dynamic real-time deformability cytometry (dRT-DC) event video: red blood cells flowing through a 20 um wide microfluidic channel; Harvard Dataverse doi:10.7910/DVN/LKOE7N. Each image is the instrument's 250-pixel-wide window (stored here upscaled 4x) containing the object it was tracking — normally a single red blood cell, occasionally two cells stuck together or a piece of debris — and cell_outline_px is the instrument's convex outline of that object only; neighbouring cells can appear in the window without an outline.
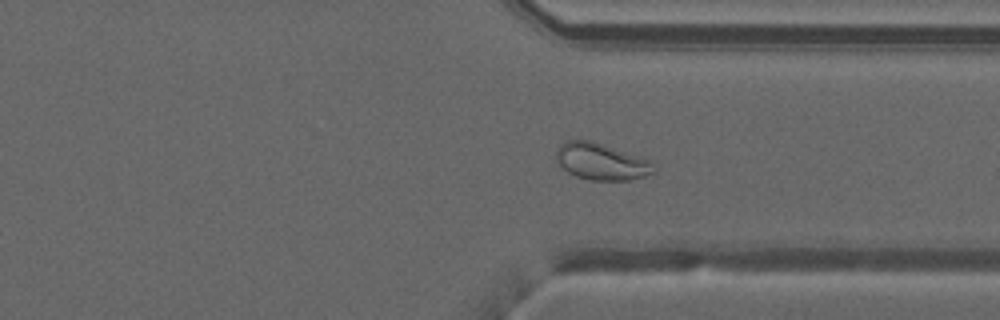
{"species": "common noctule bat (a hibernating species)", "species_latin": "Nyctalus noctula", "temperature_condition": "warm", "stored_images_in_passage": 45, "camera_frame_rate_fps": 3000, "um_per_image_px": 0.085, "animal": {"sex": "male", "forearm_length_mm": 52.5}, "frame": {"image": 1, "passage_image": 32, "time_ms": 10.333, "image_size_px": [1000, 320], "cell_outline_px": [[656, 172], [644, 176], [628, 180], [588, 180], [576, 176], [568, 172], [556, 160], [556, 152], [560, 144], [568, 140], [592, 140], [652, 160], [656, 168]], "centroid_in_image_um": [51.15, 13.73], "position_along_channel_um": 360.3, "area_um2": 21.04}, "authors_computed_cell_mechanics": {"area_um2": 24.3338, "velocity_mm_per_s": 4.0547, "shape_relaxation_time_tau1_ms": null, "shape_relaxation_time_tau2_ms": 1.9087, "deformation_change_tau1": null, "deformation_change_tau2": 0.0729}}